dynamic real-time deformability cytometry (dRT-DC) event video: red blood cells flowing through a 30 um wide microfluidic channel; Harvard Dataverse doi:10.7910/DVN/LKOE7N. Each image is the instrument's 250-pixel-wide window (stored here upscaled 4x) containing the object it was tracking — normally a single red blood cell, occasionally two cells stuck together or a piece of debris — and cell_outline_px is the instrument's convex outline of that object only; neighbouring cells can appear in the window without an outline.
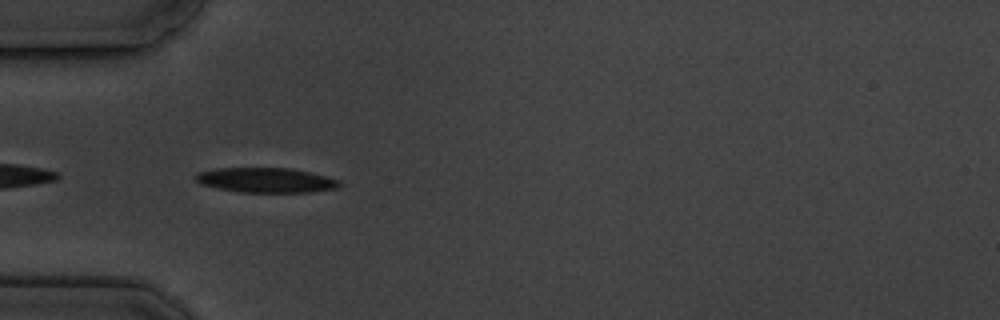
{"species": "common noctule bat (a hibernating species)", "species_latin": "Nyctalus noctula", "temperature_condition": "cold", "stored_images_in_passage": 7, "camera_frame_rate_fps": 3000, "um_per_image_px": 0.085, "animal": {"sex": "male", "body_mass_g": 19.5, "forearm_length_mm": 54.6}, "frame": {"image": 1, "passage_image": 5, "time_ms": 4.667, "image_size_px": [1000, 320], "cell_outline_px": [[344, 184], [336, 188], [312, 192], [240, 192], [216, 188], [200, 184], [192, 176], [196, 172], [216, 168], [292, 168], [340, 180]], "centroid_in_image_um": [22.57, 15.31], "position_along_channel_um": 62.4, "area_um2": 20.98}}
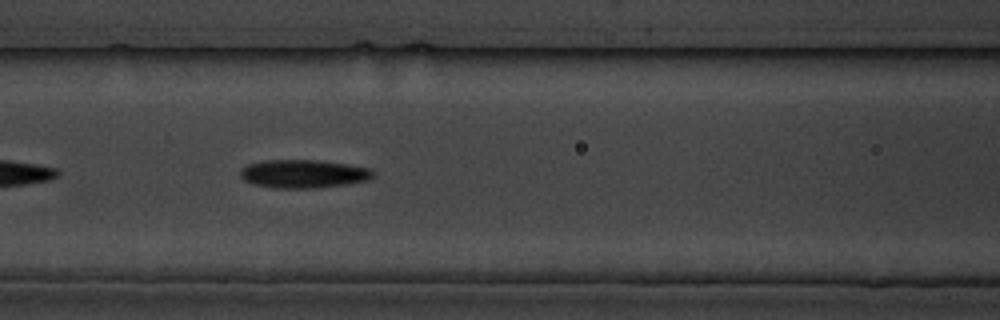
{"frame": {"image": 2, "passage_image": 7, "time_ms": 7.0, "image_size_px": [1000, 320], "cell_outline_px": [[376, 172], [368, 180], [344, 184], [312, 188], [276, 188], [256, 184], [244, 180], [240, 176], [240, 168], [248, 164], [264, 160], [316, 160], [348, 164], [372, 168]], "centroid_in_image_um": [25.8, 14.76], "position_along_channel_um": 140.8, "area_um2": 21.85}}